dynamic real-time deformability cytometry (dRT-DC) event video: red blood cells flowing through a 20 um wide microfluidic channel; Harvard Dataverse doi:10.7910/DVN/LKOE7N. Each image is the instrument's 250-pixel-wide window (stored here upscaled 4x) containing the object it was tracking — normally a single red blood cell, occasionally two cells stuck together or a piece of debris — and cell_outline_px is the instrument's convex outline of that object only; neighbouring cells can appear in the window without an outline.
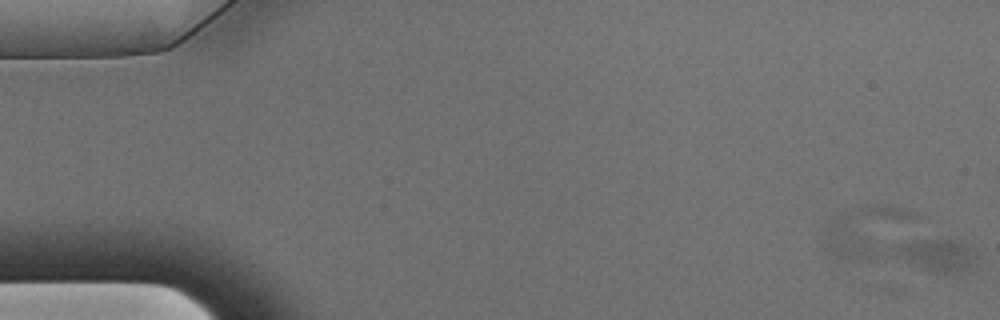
{"species": "Egyptian fruit bat (a non-hibernating species)", "species_latin": "Rousettus aegyptiacus", "temperature_condition": "warm", "stored_images_in_passage": 4, "segment_of_instrument_passage": [3, 3], "camera_frame_rate_fps": 3000, "um_per_image_px": 0.085, "animal": {"sex": "male"}, "frame": {"image": 1, "passage_image": 4, "time_ms": 1.0, "image_size_px": [1000, 320], "cell_outline_px": [[976, 264], [960, 272], [932, 272], [908, 260], [896, 248], [904, 244], [920, 240], [960, 240], [976, 256]], "centroid_in_image_um": [79.84, 21.69], "position_along_channel_um": 5.2, "area_um2": 13.93}}